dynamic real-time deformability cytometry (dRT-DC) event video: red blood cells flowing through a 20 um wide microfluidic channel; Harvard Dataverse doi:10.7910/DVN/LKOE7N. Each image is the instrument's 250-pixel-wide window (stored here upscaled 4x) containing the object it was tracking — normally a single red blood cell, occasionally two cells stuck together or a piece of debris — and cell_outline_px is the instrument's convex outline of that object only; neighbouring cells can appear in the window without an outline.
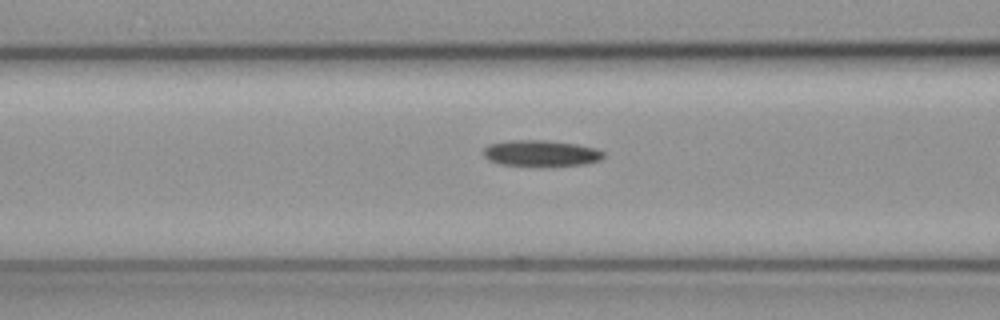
{"species": "common noctule bat (a hibernating species)", "species_latin": "Nyctalus noctula", "temperature_condition": "cold", "stored_images_in_passage": 8, "camera_frame_rate_fps": 3000, "um_per_image_px": 0.085, "animal": {"sex": "female", "body_mass_g": 19.3, "forearm_length_mm": 54.1}, "frame": {"image": 1, "passage_image": 6, "time_ms": 1.667, "image_size_px": [1000, 320], "cell_outline_px": [[604, 156], [600, 160], [584, 164], [540, 168], [500, 164], [488, 160], [484, 156], [484, 148], [488, 144], [508, 140], [544, 140], [576, 144], [596, 148], [604, 152]], "centroid_in_image_um": [45.96, 13.06], "position_along_channel_um": 120.6, "area_um2": 18.9}}